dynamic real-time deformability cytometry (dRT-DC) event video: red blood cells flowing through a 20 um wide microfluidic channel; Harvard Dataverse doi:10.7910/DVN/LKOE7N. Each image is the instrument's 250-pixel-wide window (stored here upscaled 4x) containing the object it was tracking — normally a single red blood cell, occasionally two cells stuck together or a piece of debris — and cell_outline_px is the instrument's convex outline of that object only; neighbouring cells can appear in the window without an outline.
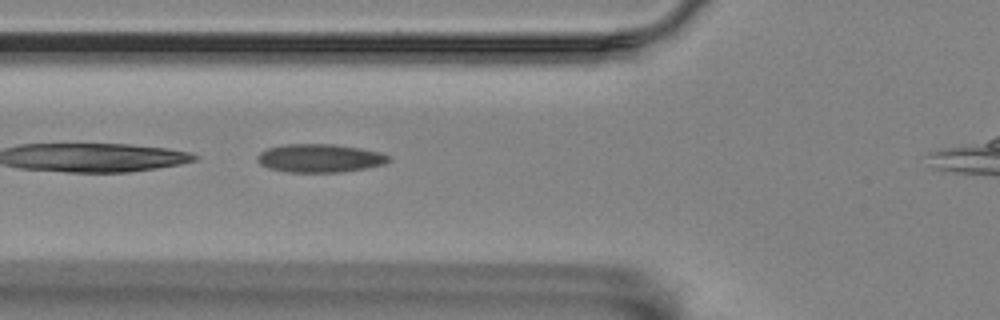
{"species": "Egyptian fruit bat (a non-hibernating species)", "species_latin": "Rousettus aegyptiacus", "temperature_condition": "room temperature", "stored_images_in_passage": 4, "camera_frame_rate_fps": 3000, "um_per_image_px": 0.085, "animal": {"sex": "female"}, "frame": {"image": 1, "passage_image": 3, "time_ms": 2.333, "image_size_px": [1000, 320], "cell_outline_px": [[392, 160], [384, 164], [364, 168], [340, 172], [288, 172], [268, 168], [260, 164], [256, 160], [256, 156], [260, 152], [268, 148], [288, 144], [332, 144], [360, 148], [380, 152], [392, 156]], "centroid_in_image_um": [27.19, 13.44], "position_along_channel_um": 98.6, "area_um2": 21.73}}